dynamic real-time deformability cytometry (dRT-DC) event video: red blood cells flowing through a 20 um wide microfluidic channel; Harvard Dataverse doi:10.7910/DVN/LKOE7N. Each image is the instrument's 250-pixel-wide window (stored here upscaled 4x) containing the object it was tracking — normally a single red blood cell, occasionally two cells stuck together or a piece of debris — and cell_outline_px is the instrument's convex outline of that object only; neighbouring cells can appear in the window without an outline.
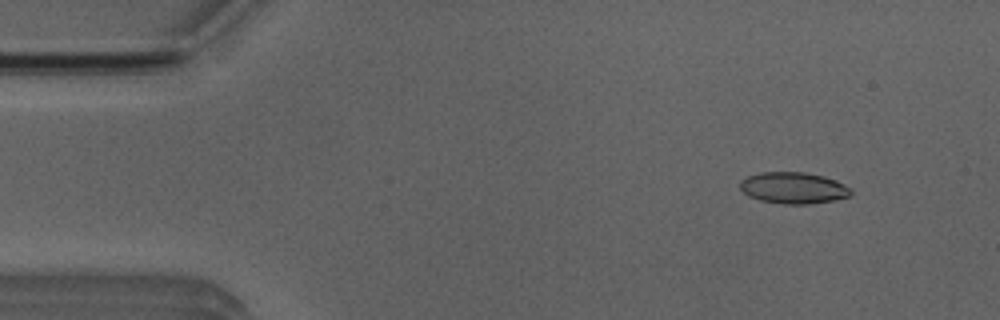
{"species": "Egyptian fruit bat (a non-hibernating species)", "species_latin": "Rousettus aegyptiacus", "temperature_condition": "room temperature", "stored_images_in_passage": 51, "camera_frame_rate_fps": 3000, "um_per_image_px": 0.085, "animal": {"sex": "male"}, "frame": {"image": 1, "passage_image": 4, "time_ms": 1.0, "image_size_px": [1000, 320], "cell_outline_px": [[852, 192], [848, 196], [836, 200], [808, 204], [784, 204], [760, 200], [748, 196], [740, 188], [740, 180], [748, 176], [760, 172], [804, 172], [824, 176], [844, 184], [852, 188]], "centroid_in_image_um": [67.44, 15.97], "position_along_channel_um": 17.6, "area_um2": 20.35}}
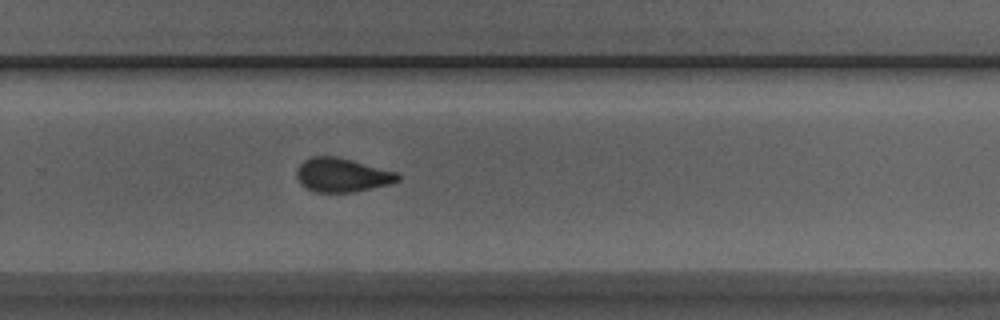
{"frame": {"image": 2, "passage_image": 33, "time_ms": 10.667, "image_size_px": [1000, 320], "cell_outline_px": [[400, 180], [388, 184], [356, 192], [316, 192], [304, 188], [300, 184], [296, 176], [296, 168], [304, 160], [312, 156], [336, 156], [352, 160], [396, 172], [400, 176]], "centroid_in_image_um": [29.03, 14.88], "position_along_channel_um": 300.8, "area_um2": 20.06}}
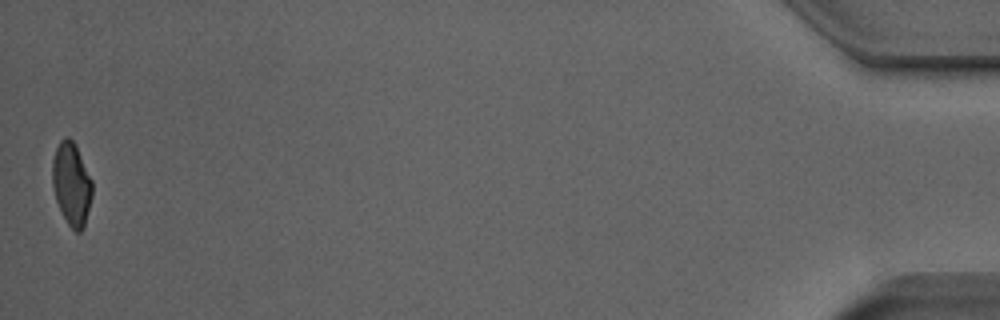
{"frame": {"image": 3, "passage_image": 51, "time_ms": 16.667, "image_size_px": [1000, 320], "cell_outline_px": [[92, 196], [84, 228], [80, 232], [76, 232], [68, 224], [56, 200], [52, 184], [52, 160], [56, 148], [60, 140], [64, 136], [68, 136], [76, 144], [92, 180]], "centroid_in_image_um": [6.08, 15.6], "position_along_channel_um": 429.1, "area_um2": 19.36}, "authors_computed_cell_mechanics": {"area_um2": 20.2878, "velocity_mm_per_s": 3.8422, "shape_relaxation_time_tau1_ms": 5.7536, "shape_relaxation_time_tau2_ms": 1.5683, "deformation_change_tau1": 0.1542, "deformation_change_tau2": 0.0641}}